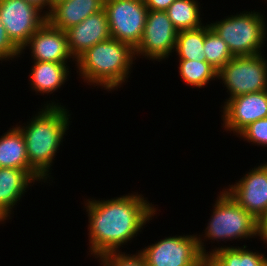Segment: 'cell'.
<instances>
[{"label":"cell","mask_w":267,"mask_h":266,"mask_svg":"<svg viewBox=\"0 0 267 266\" xmlns=\"http://www.w3.org/2000/svg\"><path fill=\"white\" fill-rule=\"evenodd\" d=\"M147 200L137 192L109 200L91 198L85 201L89 220L88 250L93 258L100 259L109 252L121 251L122 245L142 232L158 210Z\"/></svg>","instance_id":"1"},{"label":"cell","mask_w":267,"mask_h":266,"mask_svg":"<svg viewBox=\"0 0 267 266\" xmlns=\"http://www.w3.org/2000/svg\"><path fill=\"white\" fill-rule=\"evenodd\" d=\"M39 110L27 124L16 127L24 137L30 168L45 183L48 178L51 179V166L69 130L71 114L65 106L53 100L47 101Z\"/></svg>","instance_id":"2"},{"label":"cell","mask_w":267,"mask_h":266,"mask_svg":"<svg viewBox=\"0 0 267 266\" xmlns=\"http://www.w3.org/2000/svg\"><path fill=\"white\" fill-rule=\"evenodd\" d=\"M136 58L130 44L110 38L86 50L76 59L75 66L87 85L100 86L109 92L127 82Z\"/></svg>","instance_id":"3"},{"label":"cell","mask_w":267,"mask_h":266,"mask_svg":"<svg viewBox=\"0 0 267 266\" xmlns=\"http://www.w3.org/2000/svg\"><path fill=\"white\" fill-rule=\"evenodd\" d=\"M214 204L210 221L208 220L207 227L204 230L205 234L197 236L198 247L205 258L209 256V252L204 247V242L207 239L225 243L234 239L239 241L243 238L249 240L258 237L257 220L224 189L220 191ZM202 236L205 240L202 239Z\"/></svg>","instance_id":"4"},{"label":"cell","mask_w":267,"mask_h":266,"mask_svg":"<svg viewBox=\"0 0 267 266\" xmlns=\"http://www.w3.org/2000/svg\"><path fill=\"white\" fill-rule=\"evenodd\" d=\"M264 17L258 11H242L209 25L227 44L233 56H252L263 53L261 49L267 39Z\"/></svg>","instance_id":"5"},{"label":"cell","mask_w":267,"mask_h":266,"mask_svg":"<svg viewBox=\"0 0 267 266\" xmlns=\"http://www.w3.org/2000/svg\"><path fill=\"white\" fill-rule=\"evenodd\" d=\"M226 87L228 99L267 90V59L264 55L234 56L217 73Z\"/></svg>","instance_id":"6"},{"label":"cell","mask_w":267,"mask_h":266,"mask_svg":"<svg viewBox=\"0 0 267 266\" xmlns=\"http://www.w3.org/2000/svg\"><path fill=\"white\" fill-rule=\"evenodd\" d=\"M111 38L130 44L134 49L140 43L148 9L143 0H105Z\"/></svg>","instance_id":"7"},{"label":"cell","mask_w":267,"mask_h":266,"mask_svg":"<svg viewBox=\"0 0 267 266\" xmlns=\"http://www.w3.org/2000/svg\"><path fill=\"white\" fill-rule=\"evenodd\" d=\"M156 242L139 250L147 266H200L206 261L197 235L169 236Z\"/></svg>","instance_id":"8"},{"label":"cell","mask_w":267,"mask_h":266,"mask_svg":"<svg viewBox=\"0 0 267 266\" xmlns=\"http://www.w3.org/2000/svg\"><path fill=\"white\" fill-rule=\"evenodd\" d=\"M0 21L9 39L21 51L47 21V15L26 0H0Z\"/></svg>","instance_id":"9"},{"label":"cell","mask_w":267,"mask_h":266,"mask_svg":"<svg viewBox=\"0 0 267 266\" xmlns=\"http://www.w3.org/2000/svg\"><path fill=\"white\" fill-rule=\"evenodd\" d=\"M178 30L166 11H148L142 39L135 48V56L162 61L174 53ZM144 56V57H143Z\"/></svg>","instance_id":"10"},{"label":"cell","mask_w":267,"mask_h":266,"mask_svg":"<svg viewBox=\"0 0 267 266\" xmlns=\"http://www.w3.org/2000/svg\"><path fill=\"white\" fill-rule=\"evenodd\" d=\"M249 170L235 184L223 189L258 220L267 209V162Z\"/></svg>","instance_id":"11"},{"label":"cell","mask_w":267,"mask_h":266,"mask_svg":"<svg viewBox=\"0 0 267 266\" xmlns=\"http://www.w3.org/2000/svg\"><path fill=\"white\" fill-rule=\"evenodd\" d=\"M222 107V127L238 137L252 122L267 117V90L226 99Z\"/></svg>","instance_id":"12"},{"label":"cell","mask_w":267,"mask_h":266,"mask_svg":"<svg viewBox=\"0 0 267 266\" xmlns=\"http://www.w3.org/2000/svg\"><path fill=\"white\" fill-rule=\"evenodd\" d=\"M27 47L33 61L67 63L71 58L76 61L69 51L66 32L47 21L30 37L21 53Z\"/></svg>","instance_id":"13"},{"label":"cell","mask_w":267,"mask_h":266,"mask_svg":"<svg viewBox=\"0 0 267 266\" xmlns=\"http://www.w3.org/2000/svg\"><path fill=\"white\" fill-rule=\"evenodd\" d=\"M65 32L69 51L75 60L95 44L111 38L105 9L89 15L81 23L71 26Z\"/></svg>","instance_id":"14"},{"label":"cell","mask_w":267,"mask_h":266,"mask_svg":"<svg viewBox=\"0 0 267 266\" xmlns=\"http://www.w3.org/2000/svg\"><path fill=\"white\" fill-rule=\"evenodd\" d=\"M35 181L25 169L0 168V218L4 222L11 219L15 205Z\"/></svg>","instance_id":"15"},{"label":"cell","mask_w":267,"mask_h":266,"mask_svg":"<svg viewBox=\"0 0 267 266\" xmlns=\"http://www.w3.org/2000/svg\"><path fill=\"white\" fill-rule=\"evenodd\" d=\"M105 0H63L51 7L47 22L56 29L66 31L81 23L89 15L104 9Z\"/></svg>","instance_id":"16"},{"label":"cell","mask_w":267,"mask_h":266,"mask_svg":"<svg viewBox=\"0 0 267 266\" xmlns=\"http://www.w3.org/2000/svg\"><path fill=\"white\" fill-rule=\"evenodd\" d=\"M0 137V168H17L28 171L39 183L43 180L30 168L22 132L12 126Z\"/></svg>","instance_id":"17"},{"label":"cell","mask_w":267,"mask_h":266,"mask_svg":"<svg viewBox=\"0 0 267 266\" xmlns=\"http://www.w3.org/2000/svg\"><path fill=\"white\" fill-rule=\"evenodd\" d=\"M29 75L31 89L43 94H52L58 91L69 76L68 63L33 61Z\"/></svg>","instance_id":"18"},{"label":"cell","mask_w":267,"mask_h":266,"mask_svg":"<svg viewBox=\"0 0 267 266\" xmlns=\"http://www.w3.org/2000/svg\"><path fill=\"white\" fill-rule=\"evenodd\" d=\"M263 253L236 246L215 247L209 251L206 261L211 266H267V257Z\"/></svg>","instance_id":"19"},{"label":"cell","mask_w":267,"mask_h":266,"mask_svg":"<svg viewBox=\"0 0 267 266\" xmlns=\"http://www.w3.org/2000/svg\"><path fill=\"white\" fill-rule=\"evenodd\" d=\"M205 25L178 31L174 52L178 60L206 61L204 53Z\"/></svg>","instance_id":"20"},{"label":"cell","mask_w":267,"mask_h":266,"mask_svg":"<svg viewBox=\"0 0 267 266\" xmlns=\"http://www.w3.org/2000/svg\"><path fill=\"white\" fill-rule=\"evenodd\" d=\"M200 7L197 0H175L166 13L178 31L196 29L203 25Z\"/></svg>","instance_id":"21"},{"label":"cell","mask_w":267,"mask_h":266,"mask_svg":"<svg viewBox=\"0 0 267 266\" xmlns=\"http://www.w3.org/2000/svg\"><path fill=\"white\" fill-rule=\"evenodd\" d=\"M179 74L187 85L203 88L209 81L217 80L218 71L207 61L178 60Z\"/></svg>","instance_id":"22"},{"label":"cell","mask_w":267,"mask_h":266,"mask_svg":"<svg viewBox=\"0 0 267 266\" xmlns=\"http://www.w3.org/2000/svg\"><path fill=\"white\" fill-rule=\"evenodd\" d=\"M203 46L206 61L217 71L234 57L229 51L227 44L207 23L205 25V39Z\"/></svg>","instance_id":"23"},{"label":"cell","mask_w":267,"mask_h":266,"mask_svg":"<svg viewBox=\"0 0 267 266\" xmlns=\"http://www.w3.org/2000/svg\"><path fill=\"white\" fill-rule=\"evenodd\" d=\"M101 266H147L143 254L138 251L135 254H128L122 251L109 252L100 259Z\"/></svg>","instance_id":"24"},{"label":"cell","mask_w":267,"mask_h":266,"mask_svg":"<svg viewBox=\"0 0 267 266\" xmlns=\"http://www.w3.org/2000/svg\"><path fill=\"white\" fill-rule=\"evenodd\" d=\"M238 136L251 144L267 147V117L252 122Z\"/></svg>","instance_id":"25"},{"label":"cell","mask_w":267,"mask_h":266,"mask_svg":"<svg viewBox=\"0 0 267 266\" xmlns=\"http://www.w3.org/2000/svg\"><path fill=\"white\" fill-rule=\"evenodd\" d=\"M21 51L9 39L4 25L0 21V61H9L20 57Z\"/></svg>","instance_id":"26"},{"label":"cell","mask_w":267,"mask_h":266,"mask_svg":"<svg viewBox=\"0 0 267 266\" xmlns=\"http://www.w3.org/2000/svg\"><path fill=\"white\" fill-rule=\"evenodd\" d=\"M148 10L166 11L175 0H143Z\"/></svg>","instance_id":"27"},{"label":"cell","mask_w":267,"mask_h":266,"mask_svg":"<svg viewBox=\"0 0 267 266\" xmlns=\"http://www.w3.org/2000/svg\"><path fill=\"white\" fill-rule=\"evenodd\" d=\"M258 222V237L263 243L267 244V209L265 213L257 220Z\"/></svg>","instance_id":"28"},{"label":"cell","mask_w":267,"mask_h":266,"mask_svg":"<svg viewBox=\"0 0 267 266\" xmlns=\"http://www.w3.org/2000/svg\"><path fill=\"white\" fill-rule=\"evenodd\" d=\"M31 4L36 5L37 7H39L46 15L49 12V0H26ZM48 9L47 11L44 9Z\"/></svg>","instance_id":"29"},{"label":"cell","mask_w":267,"mask_h":266,"mask_svg":"<svg viewBox=\"0 0 267 266\" xmlns=\"http://www.w3.org/2000/svg\"><path fill=\"white\" fill-rule=\"evenodd\" d=\"M63 0H49V11L52 6H54L56 3L61 2Z\"/></svg>","instance_id":"30"},{"label":"cell","mask_w":267,"mask_h":266,"mask_svg":"<svg viewBox=\"0 0 267 266\" xmlns=\"http://www.w3.org/2000/svg\"><path fill=\"white\" fill-rule=\"evenodd\" d=\"M200 266H211L207 261H205L204 263H202Z\"/></svg>","instance_id":"31"},{"label":"cell","mask_w":267,"mask_h":266,"mask_svg":"<svg viewBox=\"0 0 267 266\" xmlns=\"http://www.w3.org/2000/svg\"><path fill=\"white\" fill-rule=\"evenodd\" d=\"M2 222H3V220L0 218V224H4V222L3 223Z\"/></svg>","instance_id":"32"}]
</instances>
